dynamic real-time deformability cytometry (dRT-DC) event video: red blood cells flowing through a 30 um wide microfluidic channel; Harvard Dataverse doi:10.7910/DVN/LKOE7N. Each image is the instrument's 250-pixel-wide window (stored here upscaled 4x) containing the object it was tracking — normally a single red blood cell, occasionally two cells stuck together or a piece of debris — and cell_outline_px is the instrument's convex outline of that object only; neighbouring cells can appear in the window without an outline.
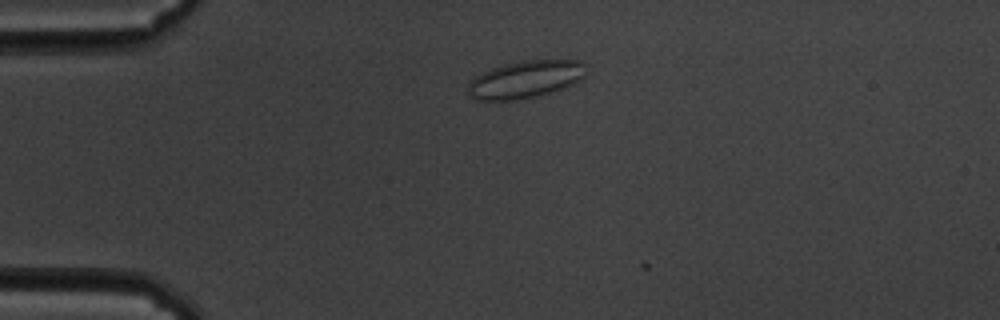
{"species": "common noctule bat (a hibernating species)", "species_latin": "Nyctalus noctula", "temperature_condition": "cold", "stored_images_in_passage": 3, "camera_frame_rate_fps": 3000, "um_per_image_px": 0.085, "animal": {"sex": "male", "body_mass_g": 19.5, "forearm_length_mm": 54.6}, "frame": {"image": 1, "passage_image": 1, "time_ms": 0.0, "image_size_px": [1000, 320], "cell_outline_px": [[588, 64], [584, 76], [580, 80], [564, 88], [536, 96], [516, 100], [476, 100], [468, 96], [468, 84], [476, 76], [492, 68], [504, 64], [524, 60], [580, 60]], "centroid_in_image_um": [44.69, 6.74], "position_along_channel_um": 40.3, "area_um2": 25.84}}